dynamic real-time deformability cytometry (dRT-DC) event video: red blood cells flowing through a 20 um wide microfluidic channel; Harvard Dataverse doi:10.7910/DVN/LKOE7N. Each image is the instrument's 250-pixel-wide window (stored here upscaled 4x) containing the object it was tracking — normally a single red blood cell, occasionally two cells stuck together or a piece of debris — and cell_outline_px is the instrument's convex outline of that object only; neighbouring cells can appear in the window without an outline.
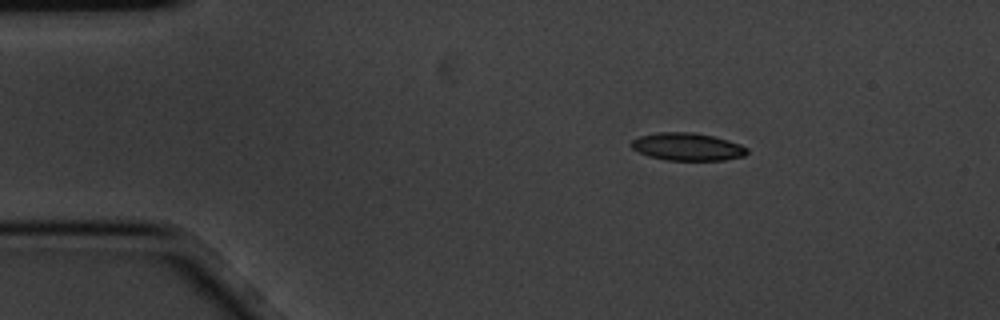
{"species": "common noctule bat (a hibernating species)", "species_latin": "Nyctalus noctula", "temperature_condition": "cold", "stored_images_in_passage": 3, "camera_frame_rate_fps": 3000, "um_per_image_px": 0.085, "animal": {"sex": "male", "body_mass_g": 20.1, "forearm_length_mm": 53.5}, "frame": {"image": 1, "passage_image": 1, "time_ms": 0.0, "image_size_px": [1000, 320], "cell_outline_px": [[748, 152], [744, 156], [724, 160], [668, 160], [648, 156], [632, 148], [628, 144], [632, 140], [640, 136], [656, 132], [692, 132], [712, 136], [728, 140], [740, 144], [748, 148]], "centroid_in_image_um": [58.42, 12.47], "position_along_channel_um": 26.6, "area_um2": 18.67}}